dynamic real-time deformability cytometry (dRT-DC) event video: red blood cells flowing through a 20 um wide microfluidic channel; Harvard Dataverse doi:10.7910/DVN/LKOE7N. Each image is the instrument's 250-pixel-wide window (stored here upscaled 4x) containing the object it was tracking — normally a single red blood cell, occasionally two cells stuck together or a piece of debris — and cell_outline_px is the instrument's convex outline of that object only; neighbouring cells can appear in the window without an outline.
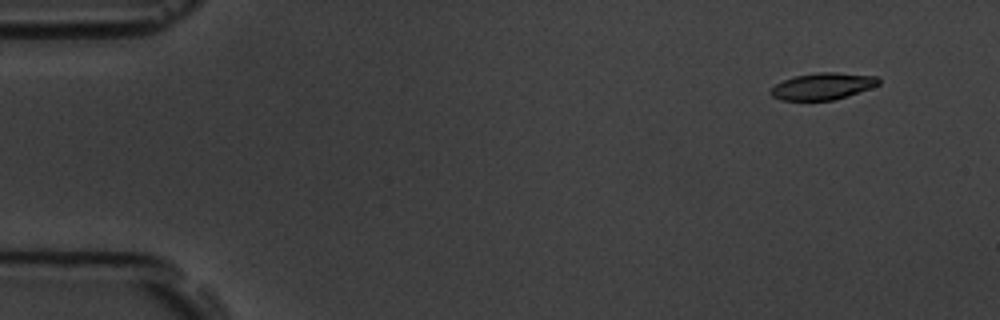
{"species": "common noctule bat (a hibernating species)", "species_latin": "Nyctalus noctula", "temperature_condition": "room temperature", "stored_images_in_passage": 10, "camera_frame_rate_fps": 3000, "um_per_image_px": 0.085, "animal": {"sex": "male", "body_mass_g": 19.5, "forearm_length_mm": 54.6}, "frame": {"image": 1, "passage_image": 1, "time_ms": 0.0, "image_size_px": [1000, 320], "cell_outline_px": [[880, 84], [848, 96], [832, 100], [780, 100], [772, 96], [768, 92], [776, 84], [784, 80], [796, 76], [816, 72], [836, 72], [876, 76], [880, 80]], "centroid_in_image_um": [69.93, 7.33], "position_along_channel_um": 15.1, "area_um2": 16.76}}
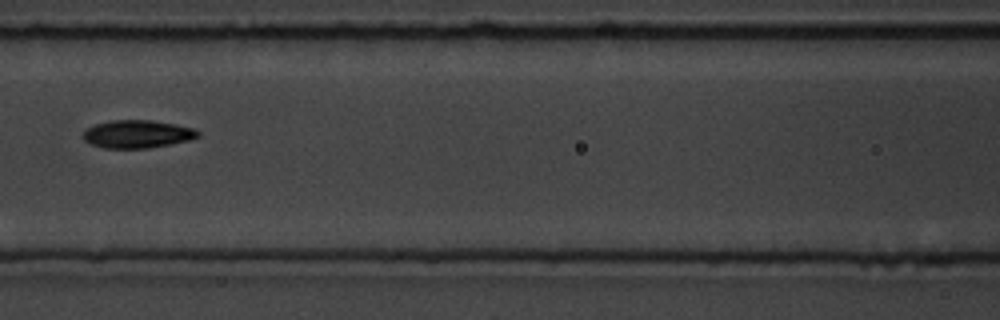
{"frame": {"image": 2, "passage_image": 7, "time_ms": 7.0, "image_size_px": [1000, 320], "cell_outline_px": [[200, 136], [188, 140], [172, 144], [148, 148], [104, 148], [92, 144], [84, 140], [84, 132], [88, 128], [96, 124], [112, 120], [152, 120], [176, 124], [196, 128], [200, 132]], "centroid_in_image_um": [11.73, 11.39], "position_along_channel_um": 154.9, "area_um2": 18.67}}
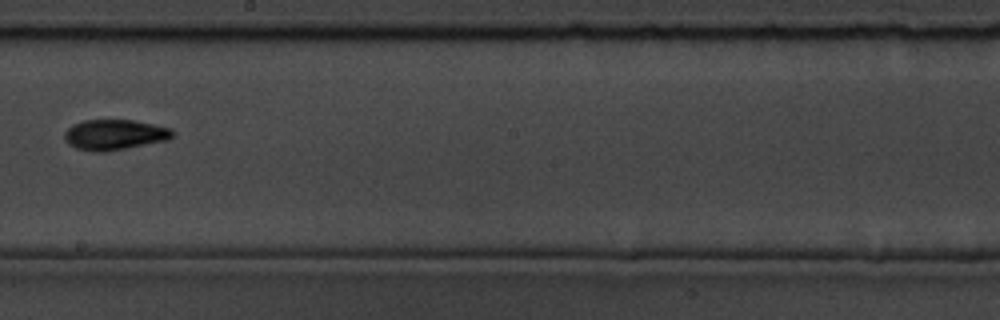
{"frame": {"image": 3, "passage_image": 9, "time_ms": 9.333, "image_size_px": [1000, 320], "cell_outline_px": [[176, 132], [168, 140], [104, 152], [96, 152], [76, 148], [68, 144], [64, 140], [64, 132], [72, 124], [84, 120], [132, 120], [172, 128]], "centroid_in_image_um": [9.72, 11.45], "position_along_channel_um": 238.5, "area_um2": 19.19}}